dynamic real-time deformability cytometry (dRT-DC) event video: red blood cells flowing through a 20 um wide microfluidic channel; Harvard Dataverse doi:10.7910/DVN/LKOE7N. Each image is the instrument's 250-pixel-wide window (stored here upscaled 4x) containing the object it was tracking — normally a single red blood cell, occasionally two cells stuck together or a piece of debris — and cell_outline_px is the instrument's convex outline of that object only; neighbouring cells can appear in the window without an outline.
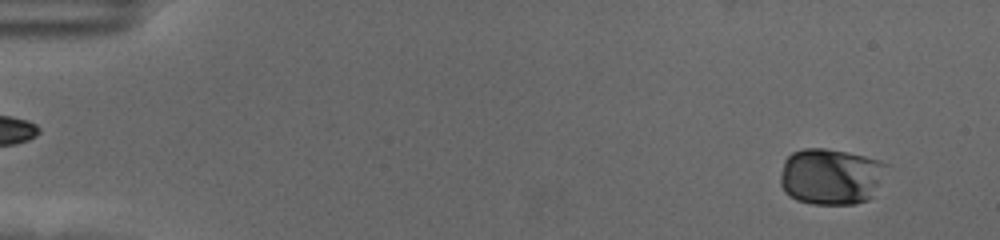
{"species": "human", "species_latin": "Homo sapiens", "temperature_condition": "cold", "stored_images_in_passage": 58, "camera_frame_rate_fps": 3000, "um_per_image_px": 0.085, "donor": {"sex": "female"}, "frame": {"image": 1, "passage_image": 4, "time_ms": 1.0, "image_size_px": [1000, 240], "cell_outline_px": [[888, 164], [872, 196], [868, 200], [856, 204], [812, 204], [796, 200], [788, 196], [784, 192], [780, 184], [780, 176], [784, 160], [792, 152], [804, 148], [824, 148], [848, 152], [880, 160]], "centroid_in_image_um": [70.58, 15.0], "position_along_channel_um": 14.4, "area_um2": 35.03}}
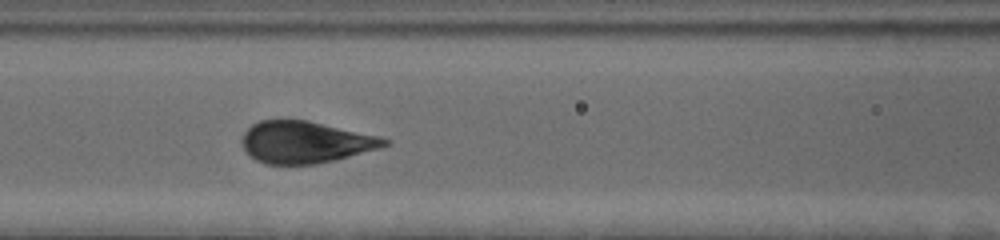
{"frame": {"image": 2, "passage_image": 26, "time_ms": 8.333, "image_size_px": [1000, 240], "cell_outline_px": [[392, 140], [388, 144], [380, 148], [316, 164], [264, 164], [256, 160], [244, 148], [240, 140], [244, 132], [252, 124], [260, 120], [308, 120], [380, 136]], "centroid_in_image_um": [25.95, 12.07], "position_along_channel_um": 140.7, "area_um2": 34.62}}
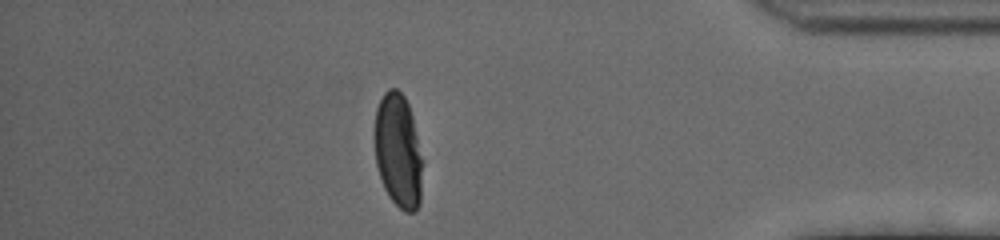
{"frame": {"image": 3, "passage_image": 51, "time_ms": 16.667, "image_size_px": [1000, 240], "cell_outline_px": [[420, 204], [412, 212], [404, 212], [388, 196], [384, 188], [376, 164], [376, 108], [384, 92], [388, 88], [396, 88], [404, 96], [408, 104], [412, 116], [420, 156]], "centroid_in_image_um": [33.82, 12.81], "position_along_channel_um": 401.4, "area_um2": 30.87}, "authors_computed_cell_mechanics": {"area_um2": 35.2291, "velocity_mm_per_s": 3.5121, "shape_relaxation_time_tau1_ms": 3.2671, "shape_relaxation_time_tau2_ms": null, "deformation_change_tau1": 0.1702, "deformation_change_tau2": null}}